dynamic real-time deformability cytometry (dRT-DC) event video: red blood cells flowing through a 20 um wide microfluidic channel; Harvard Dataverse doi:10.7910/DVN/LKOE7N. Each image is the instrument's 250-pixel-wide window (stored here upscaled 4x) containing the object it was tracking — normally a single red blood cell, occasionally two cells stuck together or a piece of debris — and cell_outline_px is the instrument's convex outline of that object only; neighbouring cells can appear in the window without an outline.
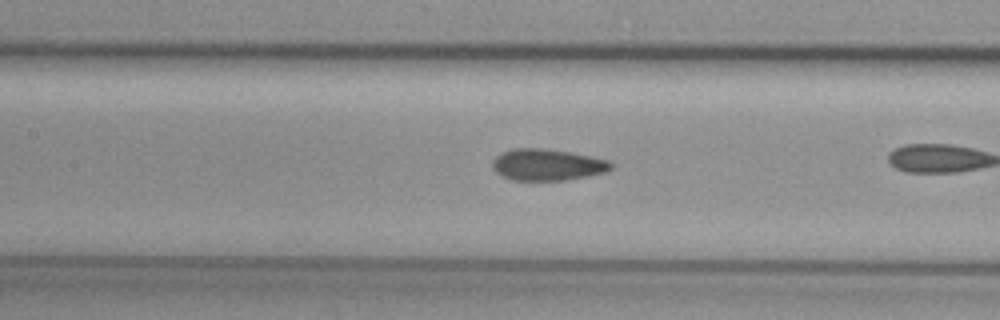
{"species": "common noctule bat (a hibernating species)", "species_latin": "Nyctalus noctula", "temperature_condition": "cold", "stored_images_in_passage": 30, "camera_frame_rate_fps": 3000, "um_per_image_px": 0.085, "animal": {"sex": "female", "body_mass_g": 29.2, "forearm_length_mm": 56.3}, "frame": {"image": 1, "passage_image": 18, "time_ms": 5.667, "image_size_px": [1000, 320], "cell_outline_px": [[612, 168], [608, 172], [568, 180], [512, 180], [496, 172], [492, 168], [492, 160], [500, 152], [512, 148], [544, 148], [572, 152], [592, 156], [608, 160], [612, 164]], "centroid_in_image_um": [46.53, 13.99], "position_along_channel_um": 160.9, "area_um2": 22.08}}